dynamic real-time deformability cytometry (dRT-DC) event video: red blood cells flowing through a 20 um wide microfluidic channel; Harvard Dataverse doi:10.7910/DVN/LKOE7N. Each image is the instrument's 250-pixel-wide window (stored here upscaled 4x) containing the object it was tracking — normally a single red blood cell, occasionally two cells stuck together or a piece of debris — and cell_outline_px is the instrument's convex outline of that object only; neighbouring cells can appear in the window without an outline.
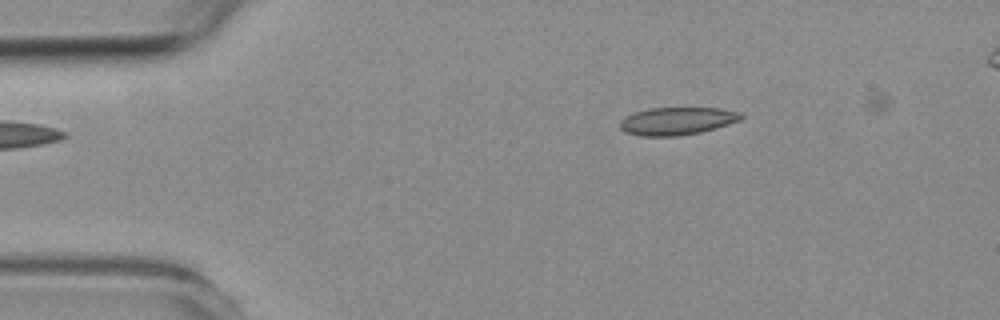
{"species": "common noctule bat (a hibernating species)", "species_latin": "Nyctalus noctula", "temperature_condition": "room temperature", "stored_images_in_passage": 3, "camera_frame_rate_fps": 3000, "um_per_image_px": 0.085, "animal": {"sex": "female", "body_mass_g": 19.3, "forearm_length_mm": 54.1}, "frame": {"image": 1, "passage_image": 3, "time_ms": 2.333, "image_size_px": [1000, 320], "cell_outline_px": [[744, 116], [740, 120], [716, 128], [700, 132], [680, 136], [640, 136], [624, 132], [620, 128], [620, 120], [624, 116], [632, 112], [648, 108], [720, 108], [740, 112]], "centroid_in_image_um": [57.51, 10.28], "position_along_channel_um": 27.5, "area_um2": 19.77}}